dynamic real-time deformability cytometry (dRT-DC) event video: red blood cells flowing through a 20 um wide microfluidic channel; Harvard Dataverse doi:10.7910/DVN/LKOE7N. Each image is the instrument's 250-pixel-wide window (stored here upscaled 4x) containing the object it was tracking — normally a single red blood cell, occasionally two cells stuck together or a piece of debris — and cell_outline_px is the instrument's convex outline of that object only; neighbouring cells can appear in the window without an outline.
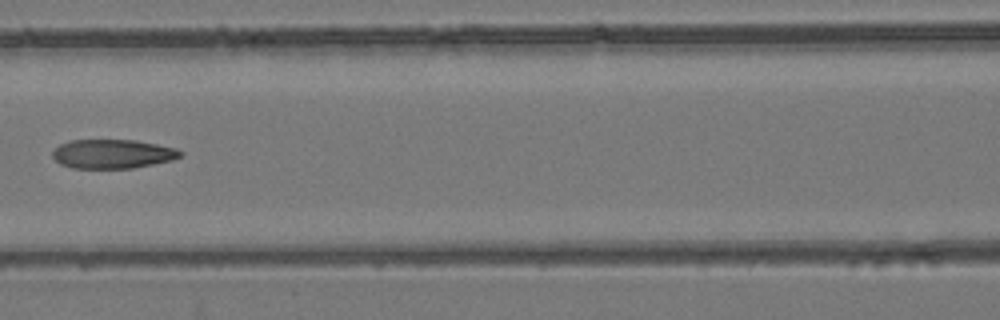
{"species": "common noctule bat (a hibernating species)", "species_latin": "Nyctalus noctula", "temperature_condition": "room temperature", "stored_images_in_passage": 4, "camera_frame_rate_fps": 3000, "um_per_image_px": 0.085, "animal": {"sex": "female", "body_mass_g": 24.6, "forearm_length_mm": 56.2}, "frame": {"image": 1, "passage_image": 3, "time_ms": 2.333, "image_size_px": [1000, 320], "cell_outline_px": [[184, 152], [180, 156], [172, 160], [132, 168], [72, 168], [60, 164], [52, 156], [52, 152], [60, 144], [68, 140], [136, 140], [176, 148]], "centroid_in_image_um": [9.56, 13.08], "position_along_channel_um": 157.0, "area_um2": 21.62}}
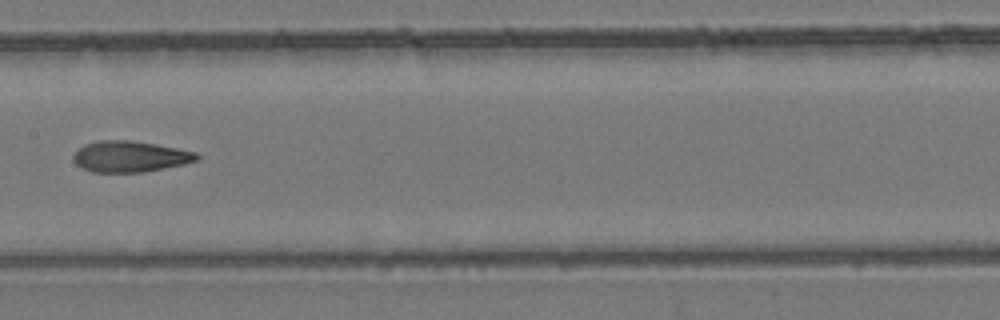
{"frame": {"image": 2, "passage_image": 4, "time_ms": 3.333, "image_size_px": [1000, 320], "cell_outline_px": [[200, 156], [196, 160], [184, 164], [144, 172], [92, 172], [80, 168], [72, 160], [72, 156], [84, 144], [96, 140], [128, 140], [156, 144], [196, 152]], "centroid_in_image_um": [11.01, 13.3], "position_along_channel_um": 196.4, "area_um2": 22.37}}